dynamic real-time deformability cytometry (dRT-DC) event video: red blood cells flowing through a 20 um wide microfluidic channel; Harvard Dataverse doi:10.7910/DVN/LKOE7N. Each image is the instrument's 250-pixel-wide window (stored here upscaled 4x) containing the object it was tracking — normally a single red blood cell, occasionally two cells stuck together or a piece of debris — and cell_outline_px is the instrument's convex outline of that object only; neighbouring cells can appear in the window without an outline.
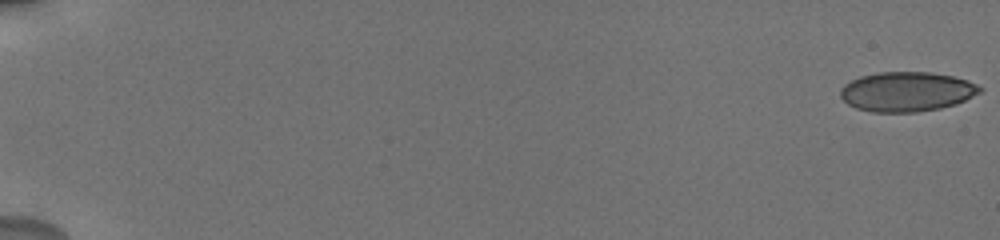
{"species": "human", "species_latin": "Homo sapiens", "temperature_condition": "cold", "stored_images_in_passage": 47, "camera_frame_rate_fps": 3000, "um_per_image_px": 0.085, "donor": {"sex": "male"}, "frame": {"image": 1, "passage_image": 1, "time_ms": 0.0, "image_size_px": [1000, 240], "cell_outline_px": [[984, 88], [980, 92], [956, 104], [940, 108], [916, 112], [872, 112], [856, 108], [848, 104], [840, 96], [840, 88], [844, 84], [860, 76], [880, 72], [932, 72], [952, 76], [968, 80]], "centroid_in_image_um": [77.07, 7.79], "position_along_channel_um": 7.9, "area_um2": 32.25}}
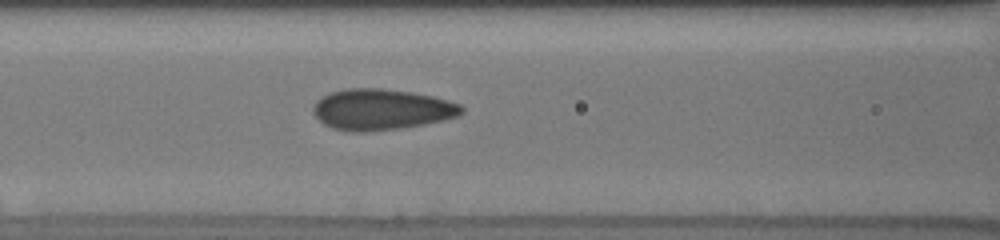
{"frame": {"image": 2, "passage_image": 15, "time_ms": 8.667, "image_size_px": [1000, 240], "cell_outline_px": [[464, 112], [456, 116], [444, 120], [424, 124], [400, 128], [364, 132], [352, 132], [332, 128], [324, 124], [316, 116], [312, 108], [316, 100], [328, 92], [344, 88], [380, 88], [408, 92], [432, 96], [448, 100], [460, 104], [464, 108]], "centroid_in_image_um": [32.39, 9.3], "position_along_channel_um": 134.2, "area_um2": 35.43}}
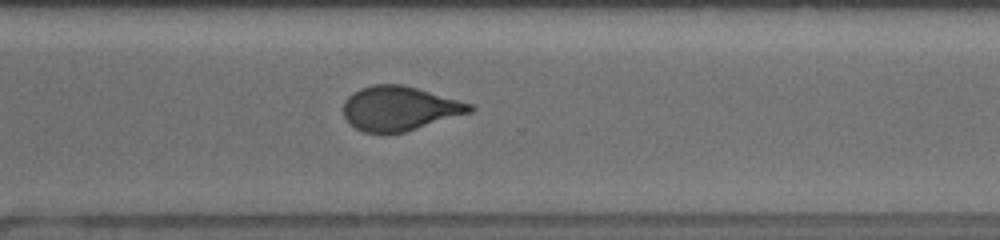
{"frame": {"image": 3, "passage_image": 31, "time_ms": 14.0, "image_size_px": [1000, 240], "cell_outline_px": [[476, 108], [472, 112], [404, 132], [364, 132], [356, 128], [344, 116], [344, 104], [348, 96], [352, 92], [360, 88], [372, 84], [404, 84], [472, 104]], "centroid_in_image_um": [33.97, 9.19], "position_along_channel_um": 336.6, "area_um2": 32.43}, "authors_computed_cell_mechanics": {"area_um2": 33.1194, "velocity_mm_per_s": 3.8044, "shape_relaxation_time_tau1_ms": null, "shape_relaxation_time_tau2_ms": 0.7776, "deformation_change_tau1": null, "deformation_change_tau2": 0.0841}}